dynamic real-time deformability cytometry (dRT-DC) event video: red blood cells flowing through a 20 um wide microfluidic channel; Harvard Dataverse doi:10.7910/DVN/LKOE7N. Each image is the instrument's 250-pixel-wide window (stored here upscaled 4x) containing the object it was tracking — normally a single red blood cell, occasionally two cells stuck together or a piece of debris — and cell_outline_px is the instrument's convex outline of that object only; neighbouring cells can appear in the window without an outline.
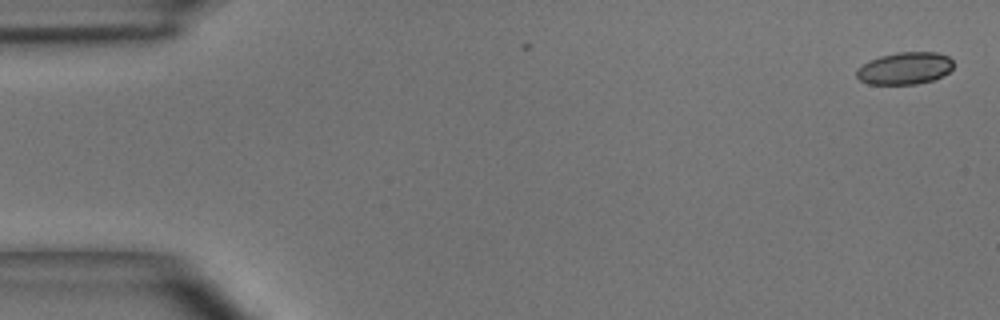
{"species": "common noctule bat (a hibernating species)", "species_latin": "Nyctalus noctula", "temperature_condition": "room temperature", "stored_images_in_passage": 5, "camera_frame_rate_fps": 3000, "um_per_image_px": 0.085, "animal": {"sex": "male", "body_mass_g": 15.6}, "frame": {"image": 1, "passage_image": 1, "time_ms": 0.0, "image_size_px": [1000, 320], "cell_outline_px": [[952, 68], [948, 72], [932, 80], [916, 84], [868, 84], [860, 80], [856, 76], [856, 68], [868, 60], [880, 56], [900, 52], [936, 52], [948, 56], [952, 60]], "centroid_in_image_um": [76.86, 5.8], "position_along_channel_um": 8.1, "area_um2": 18.15}}